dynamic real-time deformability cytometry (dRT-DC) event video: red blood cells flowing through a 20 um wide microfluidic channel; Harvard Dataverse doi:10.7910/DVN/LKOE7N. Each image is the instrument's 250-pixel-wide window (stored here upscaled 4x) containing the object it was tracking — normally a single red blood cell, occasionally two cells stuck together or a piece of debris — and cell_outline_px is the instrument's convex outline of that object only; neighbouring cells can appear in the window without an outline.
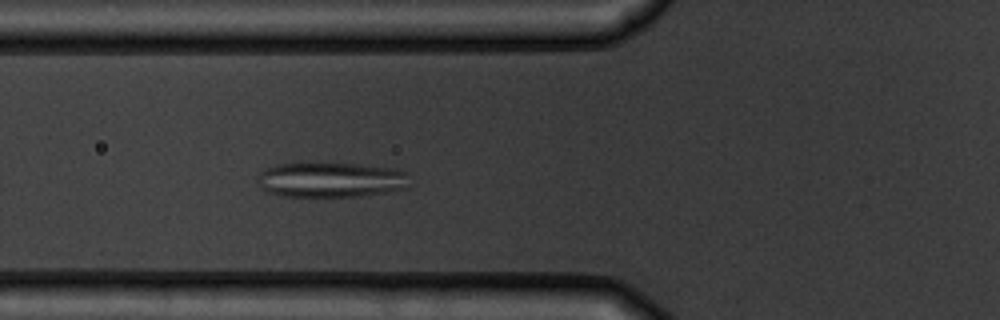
{"species": "common noctule bat (a hibernating species)", "species_latin": "Nyctalus noctula", "temperature_condition": "warm", "stored_images_in_passage": 5, "camera_frame_rate_fps": 3000, "um_per_image_px": 0.085, "animal": {"sex": "male", "body_mass_g": 19.5, "forearm_length_mm": 54.6}, "frame": {"image": 1, "passage_image": 5, "time_ms": 4.667, "image_size_px": [1000, 320], "cell_outline_px": [[408, 188], [360, 196], [284, 196], [268, 192], [260, 188], [256, 184], [256, 176], [260, 172], [276, 164], [360, 164], [400, 168], [408, 172]], "centroid_in_image_um": [28.14, 15.28], "position_along_channel_um": 97.7, "area_um2": 31.21}}